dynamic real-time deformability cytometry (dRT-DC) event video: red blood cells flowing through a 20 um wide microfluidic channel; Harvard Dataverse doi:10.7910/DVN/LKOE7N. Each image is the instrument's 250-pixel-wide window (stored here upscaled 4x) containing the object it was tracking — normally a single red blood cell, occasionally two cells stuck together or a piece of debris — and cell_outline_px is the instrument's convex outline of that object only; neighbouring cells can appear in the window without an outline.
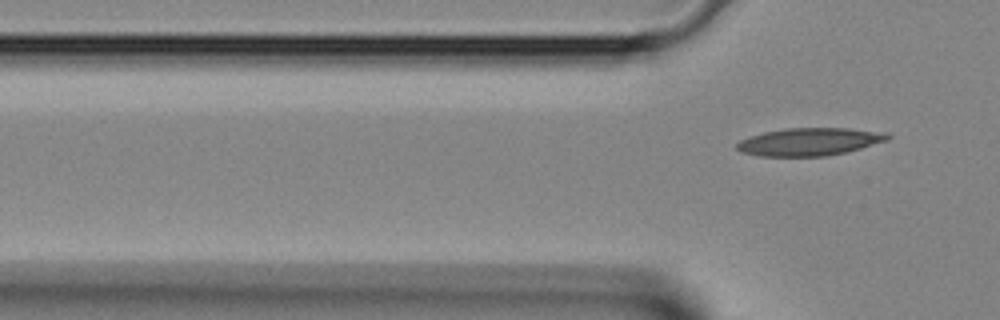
{"species": "Egyptian fruit bat (a non-hibernating species)", "species_latin": "Rousettus aegyptiacus", "temperature_condition": "room temperature", "stored_images_in_passage": 3, "camera_frame_rate_fps": 3000, "um_per_image_px": 0.085, "animal": {"sex": "female"}, "frame": {"image": 1, "passage_image": 3, "time_ms": 0.667, "image_size_px": [1000, 320], "cell_outline_px": [[892, 136], [888, 140], [860, 148], [828, 156], [760, 156], [740, 152], [736, 148], [736, 144], [740, 140], [764, 132], [784, 128], [848, 128], [872, 132]], "centroid_in_image_um": [68.71, 12.06], "position_along_channel_um": 57.1, "area_um2": 23.93}}